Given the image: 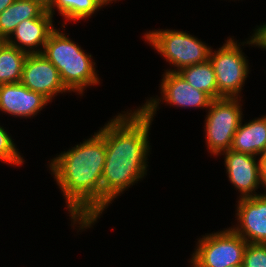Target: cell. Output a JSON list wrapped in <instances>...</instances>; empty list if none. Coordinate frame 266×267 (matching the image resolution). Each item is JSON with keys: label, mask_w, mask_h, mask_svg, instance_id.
<instances>
[{"label": "cell", "mask_w": 266, "mask_h": 267, "mask_svg": "<svg viewBox=\"0 0 266 267\" xmlns=\"http://www.w3.org/2000/svg\"><path fill=\"white\" fill-rule=\"evenodd\" d=\"M242 122L233 136L230 150L254 156L266 153V115L245 124Z\"/></svg>", "instance_id": "5bb4252c"}, {"label": "cell", "mask_w": 266, "mask_h": 267, "mask_svg": "<svg viewBox=\"0 0 266 267\" xmlns=\"http://www.w3.org/2000/svg\"><path fill=\"white\" fill-rule=\"evenodd\" d=\"M160 86L162 97H151L139 107L152 120L161 101L172 106L206 108V110L212 101L205 92L193 88L178 72L165 71Z\"/></svg>", "instance_id": "ba28073f"}, {"label": "cell", "mask_w": 266, "mask_h": 267, "mask_svg": "<svg viewBox=\"0 0 266 267\" xmlns=\"http://www.w3.org/2000/svg\"><path fill=\"white\" fill-rule=\"evenodd\" d=\"M67 21L85 20L97 12L103 5L98 0H54L48 12L53 16L54 9Z\"/></svg>", "instance_id": "ac0fdd59"}, {"label": "cell", "mask_w": 266, "mask_h": 267, "mask_svg": "<svg viewBox=\"0 0 266 267\" xmlns=\"http://www.w3.org/2000/svg\"><path fill=\"white\" fill-rule=\"evenodd\" d=\"M52 18L46 11L39 18L24 20L5 41L28 54L42 53L50 34L56 29Z\"/></svg>", "instance_id": "4fadbf2b"}, {"label": "cell", "mask_w": 266, "mask_h": 267, "mask_svg": "<svg viewBox=\"0 0 266 267\" xmlns=\"http://www.w3.org/2000/svg\"><path fill=\"white\" fill-rule=\"evenodd\" d=\"M144 38L169 64L177 67L166 71L178 72L185 67L209 60L211 47L184 31L150 30L145 33Z\"/></svg>", "instance_id": "277c9868"}, {"label": "cell", "mask_w": 266, "mask_h": 267, "mask_svg": "<svg viewBox=\"0 0 266 267\" xmlns=\"http://www.w3.org/2000/svg\"><path fill=\"white\" fill-rule=\"evenodd\" d=\"M246 41L247 42H242L241 44L244 45L246 43L266 50V24L263 23V25L257 26L252 36H250V39Z\"/></svg>", "instance_id": "44dd1931"}, {"label": "cell", "mask_w": 266, "mask_h": 267, "mask_svg": "<svg viewBox=\"0 0 266 267\" xmlns=\"http://www.w3.org/2000/svg\"><path fill=\"white\" fill-rule=\"evenodd\" d=\"M224 165L230 183L240 192V198H248L256 195V190L261 185L259 156L238 153L232 150L223 152ZM254 193V194H253Z\"/></svg>", "instance_id": "30bf717a"}, {"label": "cell", "mask_w": 266, "mask_h": 267, "mask_svg": "<svg viewBox=\"0 0 266 267\" xmlns=\"http://www.w3.org/2000/svg\"><path fill=\"white\" fill-rule=\"evenodd\" d=\"M4 42H5V40L0 38V46H1Z\"/></svg>", "instance_id": "484cf974"}, {"label": "cell", "mask_w": 266, "mask_h": 267, "mask_svg": "<svg viewBox=\"0 0 266 267\" xmlns=\"http://www.w3.org/2000/svg\"><path fill=\"white\" fill-rule=\"evenodd\" d=\"M0 161L9 165H22L23 157L7 131L0 125Z\"/></svg>", "instance_id": "d6986e66"}, {"label": "cell", "mask_w": 266, "mask_h": 267, "mask_svg": "<svg viewBox=\"0 0 266 267\" xmlns=\"http://www.w3.org/2000/svg\"><path fill=\"white\" fill-rule=\"evenodd\" d=\"M50 101L21 82L0 85V111L20 118L38 114Z\"/></svg>", "instance_id": "7c38bea8"}, {"label": "cell", "mask_w": 266, "mask_h": 267, "mask_svg": "<svg viewBox=\"0 0 266 267\" xmlns=\"http://www.w3.org/2000/svg\"><path fill=\"white\" fill-rule=\"evenodd\" d=\"M47 10L32 0H15L0 14V38L6 40L24 20L41 17Z\"/></svg>", "instance_id": "9a60e30c"}, {"label": "cell", "mask_w": 266, "mask_h": 267, "mask_svg": "<svg viewBox=\"0 0 266 267\" xmlns=\"http://www.w3.org/2000/svg\"><path fill=\"white\" fill-rule=\"evenodd\" d=\"M104 7V5H108V4H111L113 3V1H117V0H98Z\"/></svg>", "instance_id": "d4e9b609"}, {"label": "cell", "mask_w": 266, "mask_h": 267, "mask_svg": "<svg viewBox=\"0 0 266 267\" xmlns=\"http://www.w3.org/2000/svg\"><path fill=\"white\" fill-rule=\"evenodd\" d=\"M240 101L241 98H221L211 101L204 126L209 153L217 156L230 150L233 136L243 119Z\"/></svg>", "instance_id": "8992f818"}, {"label": "cell", "mask_w": 266, "mask_h": 267, "mask_svg": "<svg viewBox=\"0 0 266 267\" xmlns=\"http://www.w3.org/2000/svg\"><path fill=\"white\" fill-rule=\"evenodd\" d=\"M231 267H243L242 265H236V266H231Z\"/></svg>", "instance_id": "4316f807"}, {"label": "cell", "mask_w": 266, "mask_h": 267, "mask_svg": "<svg viewBox=\"0 0 266 267\" xmlns=\"http://www.w3.org/2000/svg\"><path fill=\"white\" fill-rule=\"evenodd\" d=\"M240 46V43L228 38L217 51H210L209 60L216 76L218 99L241 98L239 94L248 77L249 64Z\"/></svg>", "instance_id": "52a82bcc"}, {"label": "cell", "mask_w": 266, "mask_h": 267, "mask_svg": "<svg viewBox=\"0 0 266 267\" xmlns=\"http://www.w3.org/2000/svg\"><path fill=\"white\" fill-rule=\"evenodd\" d=\"M15 0H0V14L9 7Z\"/></svg>", "instance_id": "cb8c5ba5"}, {"label": "cell", "mask_w": 266, "mask_h": 267, "mask_svg": "<svg viewBox=\"0 0 266 267\" xmlns=\"http://www.w3.org/2000/svg\"><path fill=\"white\" fill-rule=\"evenodd\" d=\"M20 82L31 91L42 94L50 102L57 93L69 91L57 68L42 53L28 54Z\"/></svg>", "instance_id": "9c48e42d"}, {"label": "cell", "mask_w": 266, "mask_h": 267, "mask_svg": "<svg viewBox=\"0 0 266 267\" xmlns=\"http://www.w3.org/2000/svg\"><path fill=\"white\" fill-rule=\"evenodd\" d=\"M236 206L238 226L230 228L248 243L266 244V195L240 198Z\"/></svg>", "instance_id": "8fae6325"}, {"label": "cell", "mask_w": 266, "mask_h": 267, "mask_svg": "<svg viewBox=\"0 0 266 267\" xmlns=\"http://www.w3.org/2000/svg\"><path fill=\"white\" fill-rule=\"evenodd\" d=\"M105 140L95 132L83 143L51 159L49 168L59 186L71 221L79 230L91 228L102 214Z\"/></svg>", "instance_id": "6da1fadb"}, {"label": "cell", "mask_w": 266, "mask_h": 267, "mask_svg": "<svg viewBox=\"0 0 266 267\" xmlns=\"http://www.w3.org/2000/svg\"><path fill=\"white\" fill-rule=\"evenodd\" d=\"M42 54L57 68L69 92L83 95L86 87L100 83L92 55L86 54L60 28L50 34Z\"/></svg>", "instance_id": "3957f363"}, {"label": "cell", "mask_w": 266, "mask_h": 267, "mask_svg": "<svg viewBox=\"0 0 266 267\" xmlns=\"http://www.w3.org/2000/svg\"><path fill=\"white\" fill-rule=\"evenodd\" d=\"M28 53L8 44L0 46V85L19 83Z\"/></svg>", "instance_id": "e0dca14e"}, {"label": "cell", "mask_w": 266, "mask_h": 267, "mask_svg": "<svg viewBox=\"0 0 266 267\" xmlns=\"http://www.w3.org/2000/svg\"><path fill=\"white\" fill-rule=\"evenodd\" d=\"M259 163H260L261 185L266 190V153L260 155ZM264 193L265 194L263 195H266V191Z\"/></svg>", "instance_id": "7402d4cb"}, {"label": "cell", "mask_w": 266, "mask_h": 267, "mask_svg": "<svg viewBox=\"0 0 266 267\" xmlns=\"http://www.w3.org/2000/svg\"><path fill=\"white\" fill-rule=\"evenodd\" d=\"M197 244L191 267H231L243 265L248 242L229 227L202 236Z\"/></svg>", "instance_id": "5b68a950"}, {"label": "cell", "mask_w": 266, "mask_h": 267, "mask_svg": "<svg viewBox=\"0 0 266 267\" xmlns=\"http://www.w3.org/2000/svg\"><path fill=\"white\" fill-rule=\"evenodd\" d=\"M38 2L42 7H44L47 11L51 8L54 0H32Z\"/></svg>", "instance_id": "603a6c76"}, {"label": "cell", "mask_w": 266, "mask_h": 267, "mask_svg": "<svg viewBox=\"0 0 266 267\" xmlns=\"http://www.w3.org/2000/svg\"><path fill=\"white\" fill-rule=\"evenodd\" d=\"M178 73L193 88L205 92L212 100L218 99L216 76L210 60L185 67Z\"/></svg>", "instance_id": "2e32d148"}, {"label": "cell", "mask_w": 266, "mask_h": 267, "mask_svg": "<svg viewBox=\"0 0 266 267\" xmlns=\"http://www.w3.org/2000/svg\"><path fill=\"white\" fill-rule=\"evenodd\" d=\"M243 267H266V244L248 243L244 252Z\"/></svg>", "instance_id": "ffe728a7"}, {"label": "cell", "mask_w": 266, "mask_h": 267, "mask_svg": "<svg viewBox=\"0 0 266 267\" xmlns=\"http://www.w3.org/2000/svg\"><path fill=\"white\" fill-rule=\"evenodd\" d=\"M113 117L97 133L106 143L102 174V212L123 191L147 175L152 123L139 107Z\"/></svg>", "instance_id": "7a4b0ae2"}]
</instances>
